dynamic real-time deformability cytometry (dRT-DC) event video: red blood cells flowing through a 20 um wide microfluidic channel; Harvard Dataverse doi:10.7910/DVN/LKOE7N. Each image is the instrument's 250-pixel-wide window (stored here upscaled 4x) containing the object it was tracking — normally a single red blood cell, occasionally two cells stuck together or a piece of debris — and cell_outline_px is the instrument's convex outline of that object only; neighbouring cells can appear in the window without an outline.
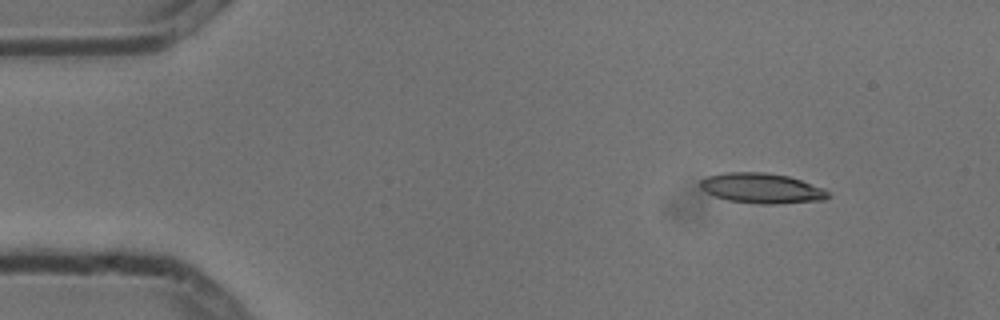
{"species": "common noctule bat (a hibernating species)", "species_latin": "Nyctalus noctula", "temperature_condition": "cold", "stored_images_in_passage": 8, "camera_frame_rate_fps": 3000, "um_per_image_px": 0.085, "animal": {"sex": "male", "body_mass_g": 13.3}, "frame": {"image": 1, "passage_image": 1, "time_ms": 0.0, "image_size_px": [1000, 320], "cell_outline_px": [[832, 196], [824, 200], [776, 204], [760, 204], [728, 200], [716, 196], [700, 188], [700, 180], [708, 176], [724, 172], [764, 172], [788, 176], [824, 188]], "centroid_in_image_um": [64.77, 16.0], "position_along_channel_um": 20.2, "area_um2": 22.43}}